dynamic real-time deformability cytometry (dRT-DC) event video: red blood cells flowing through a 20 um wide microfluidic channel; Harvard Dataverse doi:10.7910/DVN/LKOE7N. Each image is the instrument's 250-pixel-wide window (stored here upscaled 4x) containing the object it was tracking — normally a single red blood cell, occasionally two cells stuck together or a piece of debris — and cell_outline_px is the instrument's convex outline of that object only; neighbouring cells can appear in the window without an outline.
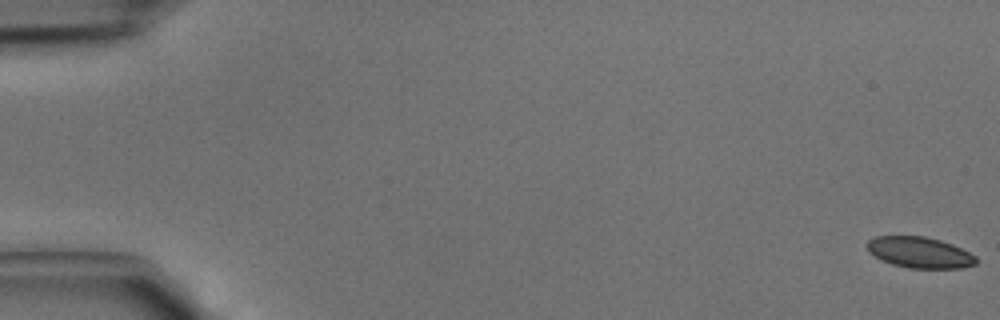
{"species": "common noctule bat (a hibernating species)", "species_latin": "Nyctalus noctula", "temperature_condition": "cold", "stored_images_in_passage": 5, "camera_frame_rate_fps": 3000, "um_per_image_px": 0.085, "animal": {"sex": "male", "body_mass_g": 15.6}, "frame": {"image": 1, "passage_image": 1, "time_ms": 0.0, "image_size_px": [1000, 320], "cell_outline_px": [[976, 264], [960, 268], [908, 268], [892, 264], [880, 260], [868, 252], [868, 240], [876, 236], [924, 236], [940, 240], [952, 244], [976, 256]], "centroid_in_image_um": [78.15, 21.46], "position_along_channel_um": 6.9, "area_um2": 19.65}}
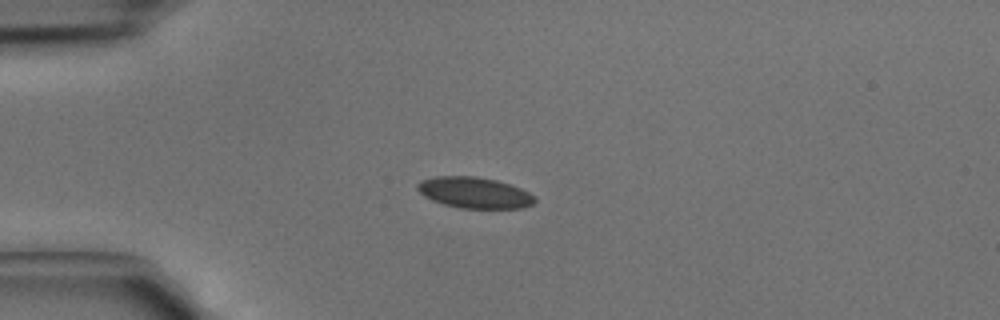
{"frame": {"image": 2, "passage_image": 4, "time_ms": 1.0, "image_size_px": [1000, 320], "cell_outline_px": [[536, 200], [532, 204], [524, 208], [460, 208], [444, 204], [432, 200], [424, 196], [416, 188], [416, 184], [420, 180], [436, 176], [476, 176], [496, 180], [520, 188], [536, 196]], "centroid_in_image_um": [40.31, 16.37], "position_along_channel_um": 44.7, "area_um2": 21.27}}